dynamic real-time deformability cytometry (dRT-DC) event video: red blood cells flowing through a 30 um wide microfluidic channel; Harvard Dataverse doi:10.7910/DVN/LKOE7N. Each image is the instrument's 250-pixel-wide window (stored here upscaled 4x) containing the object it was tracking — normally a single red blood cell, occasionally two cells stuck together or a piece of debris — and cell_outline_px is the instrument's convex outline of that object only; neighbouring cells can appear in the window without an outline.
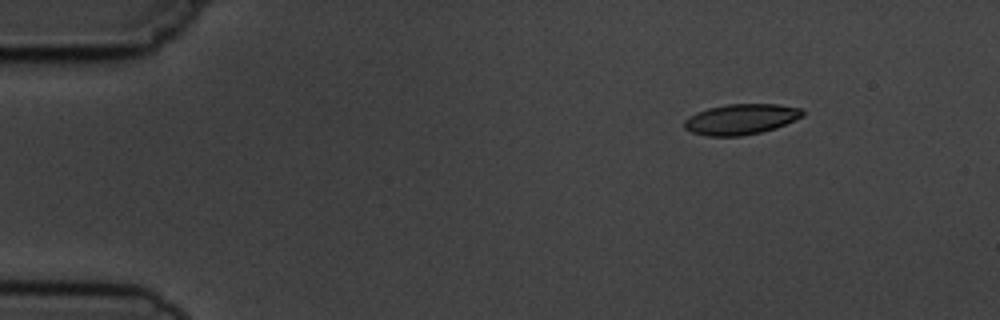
{"species": "common noctule bat (a hibernating species)", "species_latin": "Nyctalus noctula", "temperature_condition": "cold", "stored_images_in_passage": 4, "segment_of_instrument_passage": [2, 2], "camera_frame_rate_fps": 3000, "um_per_image_px": 0.085, "animal": {"sex": "male", "body_mass_g": 19.5, "forearm_length_mm": 54.6}, "frame": {"image": 1, "passage_image": 4, "time_ms": 3.333, "image_size_px": [1000, 320], "cell_outline_px": [[804, 116], [776, 128], [760, 132], [740, 136], [708, 136], [692, 132], [684, 128], [684, 120], [688, 116], [696, 112], [708, 108], [728, 104], [776, 104], [804, 108]], "centroid_in_image_um": [62.99, 10.13], "position_along_channel_um": 22.0, "area_um2": 21.15}}